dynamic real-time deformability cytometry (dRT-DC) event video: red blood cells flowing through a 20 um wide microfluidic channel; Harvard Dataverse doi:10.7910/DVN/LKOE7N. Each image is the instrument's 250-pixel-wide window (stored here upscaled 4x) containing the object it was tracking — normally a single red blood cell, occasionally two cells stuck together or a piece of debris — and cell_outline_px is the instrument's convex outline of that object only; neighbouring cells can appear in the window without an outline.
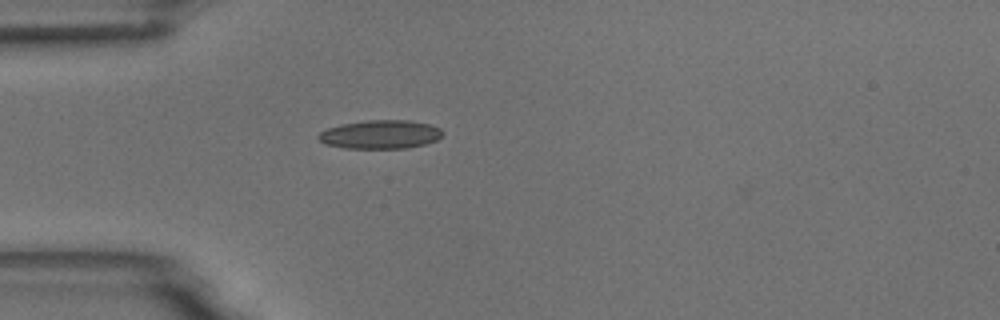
{"species": "common noctule bat (a hibernating species)", "species_latin": "Nyctalus noctula", "temperature_condition": "room temperature", "stored_images_in_passage": 40, "camera_frame_rate_fps": 3000, "um_per_image_px": 0.085, "animal": {"sex": "male", "body_mass_g": 18.8}, "frame": {"image": 1, "passage_image": 1, "time_ms": 0.0, "image_size_px": [1000, 320], "cell_outline_px": [[444, 132], [436, 140], [424, 144], [408, 148], [344, 148], [324, 144], [316, 136], [320, 132], [328, 128], [340, 124], [368, 120], [408, 120], [428, 124], [440, 128]], "centroid_in_image_um": [32.3, 11.43], "position_along_channel_um": 52.7, "area_um2": 20.69}}
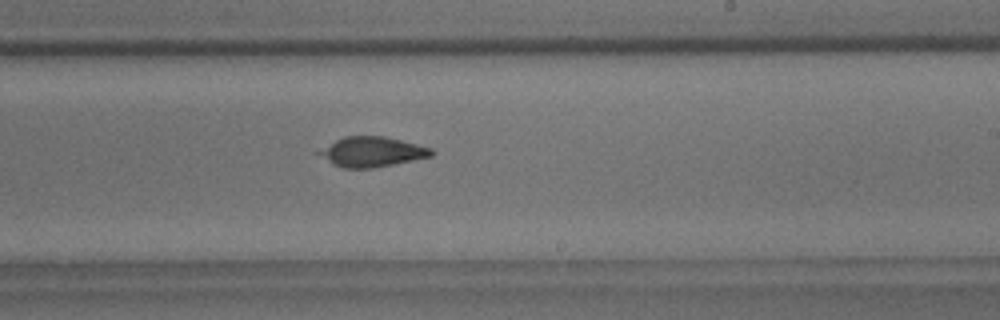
{"frame": {"image": 2, "passage_image": 18, "time_ms": 5.667, "image_size_px": [1000, 320], "cell_outline_px": [[436, 152], [432, 156], [372, 168], [344, 168], [332, 164], [316, 152], [336, 140], [344, 136], [384, 136], [432, 148]], "centroid_in_image_um": [31.63, 12.9], "position_along_channel_um": 257.4, "area_um2": 19.36}}
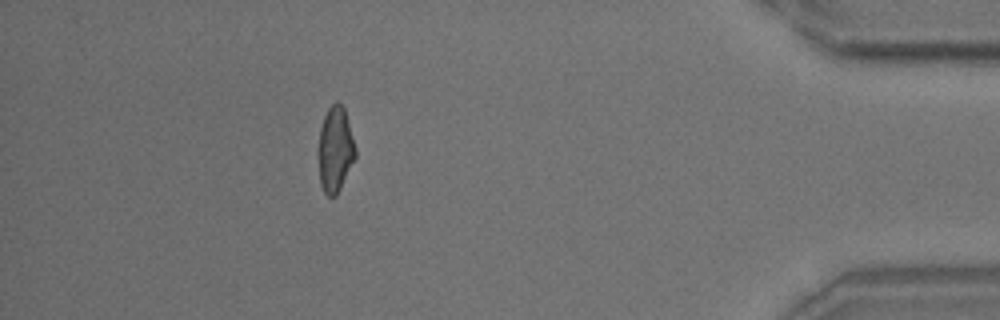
{"frame": {"image": 3, "passage_image": 34, "time_ms": 11.0, "image_size_px": [1000, 320], "cell_outline_px": [[356, 156], [336, 196], [328, 196], [324, 192], [320, 184], [316, 152], [320, 128], [324, 116], [328, 108], [336, 100], [344, 108], [356, 148]], "centroid_in_image_um": [28.45, 12.71], "position_along_channel_um": 406.7, "area_um2": 18.73}}